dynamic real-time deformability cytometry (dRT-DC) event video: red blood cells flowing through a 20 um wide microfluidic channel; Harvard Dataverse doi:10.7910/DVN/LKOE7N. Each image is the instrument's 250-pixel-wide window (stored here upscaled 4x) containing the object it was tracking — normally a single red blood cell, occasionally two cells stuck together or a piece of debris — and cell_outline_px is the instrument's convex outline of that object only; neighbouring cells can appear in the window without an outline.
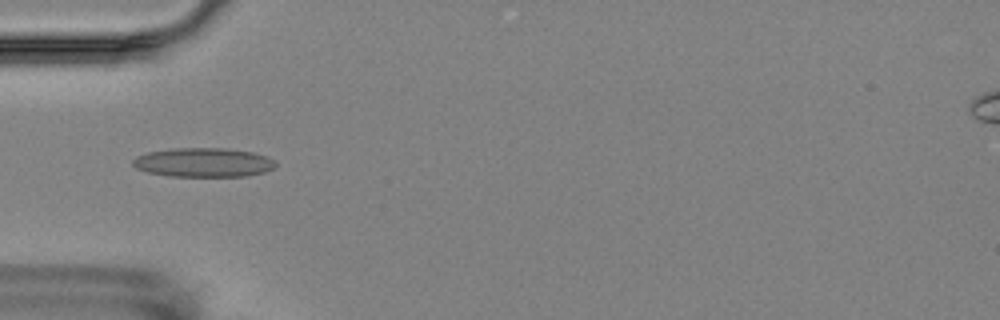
{"species": "Egyptian fruit bat (a non-hibernating species)", "species_latin": "Rousettus aegyptiacus", "temperature_condition": "room temperature", "stored_images_in_passage": 13, "camera_frame_rate_fps": 3000, "um_per_image_px": 0.085, "animal": {"sex": "female"}, "frame": {"image": 1, "passage_image": 3, "time_ms": 2.667, "image_size_px": [1000, 320], "cell_outline_px": [[276, 164], [272, 168], [264, 172], [244, 176], [168, 176], [148, 172], [136, 168], [132, 164], [132, 160], [136, 156], [148, 152], [172, 148], [224, 148], [252, 152], [268, 156]], "centroid_in_image_um": [17.26, 13.8], "position_along_channel_um": 67.7, "area_um2": 24.16}}
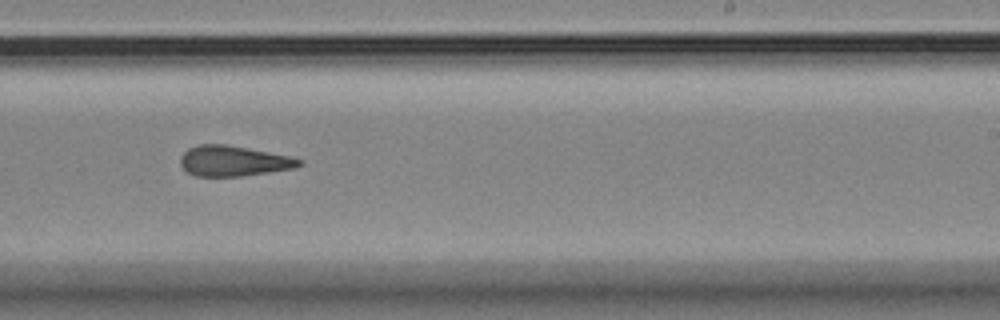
{"frame": {"image": 2, "passage_image": 8, "time_ms": 8.333, "image_size_px": [1000, 320], "cell_outline_px": [[304, 164], [296, 168], [240, 176], [196, 176], [188, 172], [180, 164], [180, 156], [188, 148], [200, 144], [224, 144], [288, 156], [304, 160]], "centroid_in_image_um": [19.84, 13.68], "position_along_channel_um": 269.2, "area_um2": 20.87}}
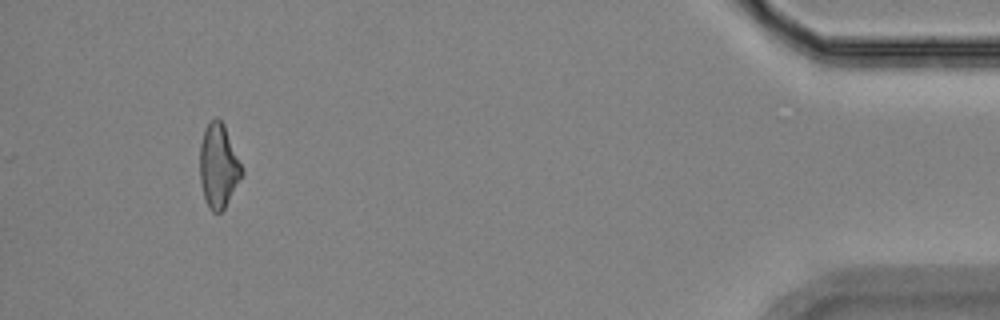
{"frame": {"image": 3, "passage_image": 13, "time_ms": 14.333, "image_size_px": [1000, 320], "cell_outline_px": [[244, 172], [224, 208], [220, 212], [212, 212], [204, 196], [200, 180], [200, 144], [204, 128], [216, 116], [224, 124], [244, 168]], "centroid_in_image_um": [18.58, 14.06], "position_along_channel_um": 416.6, "area_um2": 20.46}, "authors_computed_cell_mechanics": {"area_um2": 21.7328, "velocity_mm_per_s": 3.5417, "shape_relaxation_time_tau1_ms": null, "shape_relaxation_time_tau2_ms": 3.2592, "deformation_change_tau1": null, "deformation_change_tau2": 0.1285}}